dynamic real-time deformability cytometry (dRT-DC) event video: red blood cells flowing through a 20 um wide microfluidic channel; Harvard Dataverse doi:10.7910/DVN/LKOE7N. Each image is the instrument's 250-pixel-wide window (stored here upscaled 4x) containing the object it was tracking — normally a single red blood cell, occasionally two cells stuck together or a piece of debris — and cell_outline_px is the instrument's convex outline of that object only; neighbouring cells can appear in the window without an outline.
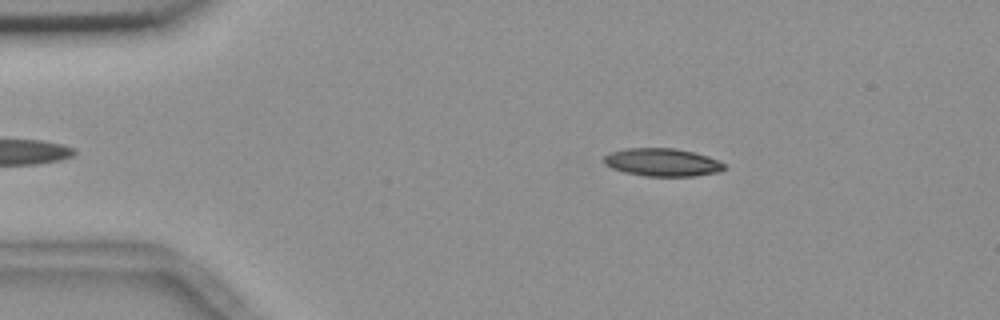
{"species": "common noctule bat (a hibernating species)", "species_latin": "Nyctalus noctula", "temperature_condition": "room temperature", "stored_images_in_passage": 42, "camera_frame_rate_fps": 3000, "um_per_image_px": 0.085, "animal": {"sex": "female", "body_mass_g": 18.4}, "frame": {"image": 1, "passage_image": 5, "time_ms": 1.333, "image_size_px": [1000, 320], "cell_outline_px": [[724, 168], [720, 172], [696, 176], [644, 176], [624, 172], [612, 168], [604, 164], [604, 156], [608, 152], [624, 148], [676, 148], [708, 156], [724, 164]], "centroid_in_image_um": [56.26, 13.79], "position_along_channel_um": 28.7, "area_um2": 19.65}}
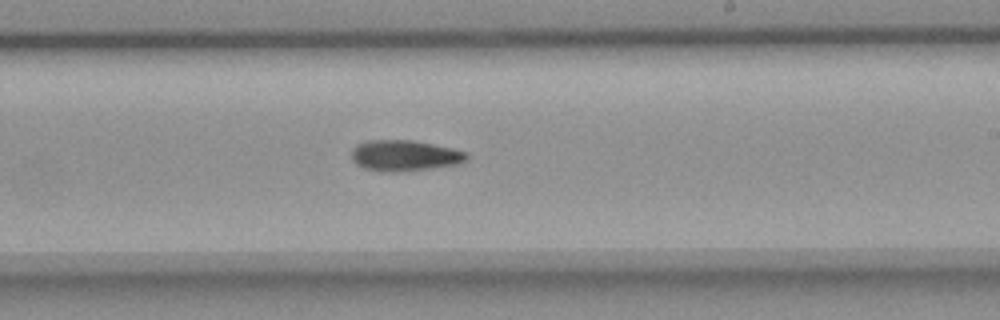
{"frame": {"image": 2, "passage_image": 28, "time_ms": 9.0, "image_size_px": [1000, 320], "cell_outline_px": [[468, 160], [460, 164], [432, 168], [400, 172], [384, 172], [364, 168], [356, 164], [352, 160], [352, 148], [356, 144], [368, 140], [412, 140], [452, 148], [468, 152]], "centroid_in_image_um": [34.4, 13.23], "position_along_channel_um": 254.6, "area_um2": 20.98}}
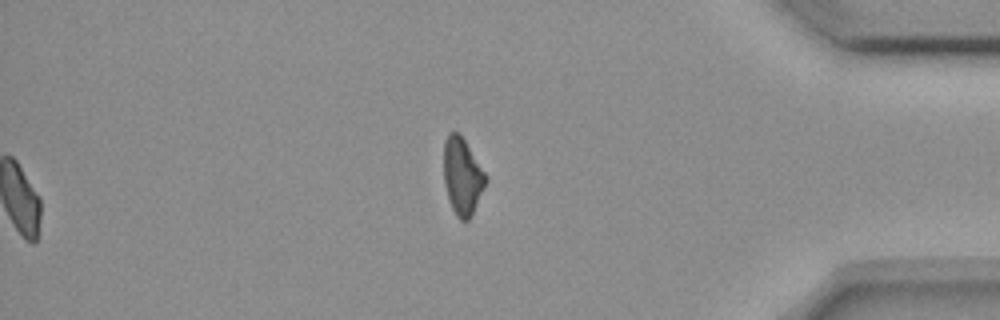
{"frame": {"image": 3, "passage_image": 42, "time_ms": 13.667, "image_size_px": [1000, 320], "cell_outline_px": [[488, 180], [472, 216], [468, 220], [460, 220], [456, 216], [452, 208], [444, 184], [444, 140], [448, 132], [460, 132], [484, 172]], "centroid_in_image_um": [39.29, 14.98], "position_along_channel_um": 395.9, "area_um2": 18.84}}